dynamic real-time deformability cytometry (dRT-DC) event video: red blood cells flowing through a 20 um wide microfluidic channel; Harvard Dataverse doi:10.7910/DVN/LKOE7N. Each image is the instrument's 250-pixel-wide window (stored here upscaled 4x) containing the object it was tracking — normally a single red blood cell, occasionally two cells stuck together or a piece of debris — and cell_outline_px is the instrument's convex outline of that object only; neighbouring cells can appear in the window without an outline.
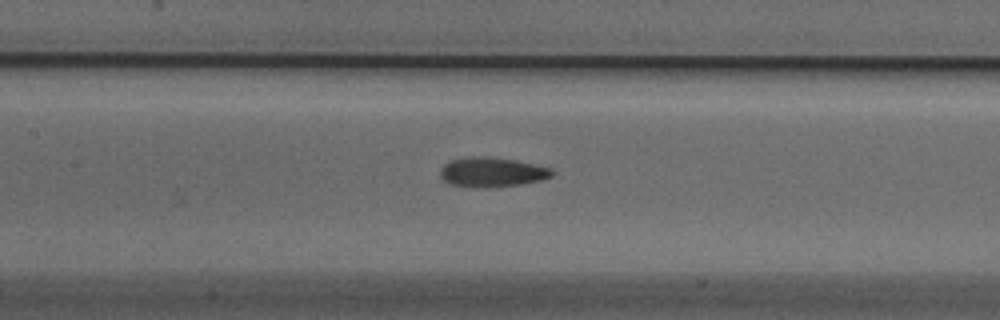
{"species": "Egyptian fruit bat (a non-hibernating species)", "species_latin": "Rousettus aegyptiacus", "temperature_condition": "cold", "stored_images_in_passage": 44, "camera_frame_rate_fps": 3000, "um_per_image_px": 0.085, "animal": {"sex": "male"}, "frame": {"image": 1, "passage_image": 20, "time_ms": 6.333, "image_size_px": [1000, 320], "cell_outline_px": [[556, 172], [552, 176], [540, 180], [520, 184], [484, 188], [476, 188], [448, 184], [440, 176], [440, 168], [448, 160], [468, 156], [488, 156], [516, 160], [552, 168]], "centroid_in_image_um": [41.78, 14.62], "position_along_channel_um": 165.6, "area_um2": 19.65}}
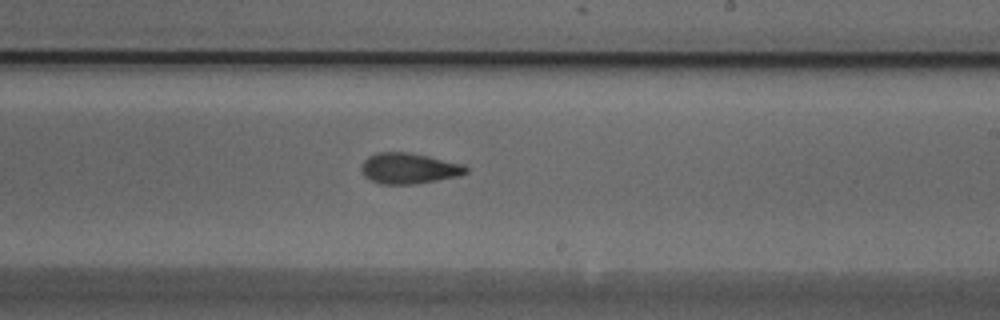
{"frame": {"image": 2, "passage_image": 27, "time_ms": 8.667, "image_size_px": [1000, 320], "cell_outline_px": [[468, 172], [460, 176], [416, 184], [380, 184], [364, 176], [360, 168], [364, 160], [368, 156], [376, 152], [408, 152], [428, 156], [464, 164], [468, 168]], "centroid_in_image_um": [34.76, 14.31], "position_along_channel_um": 254.2, "area_um2": 18.9}}
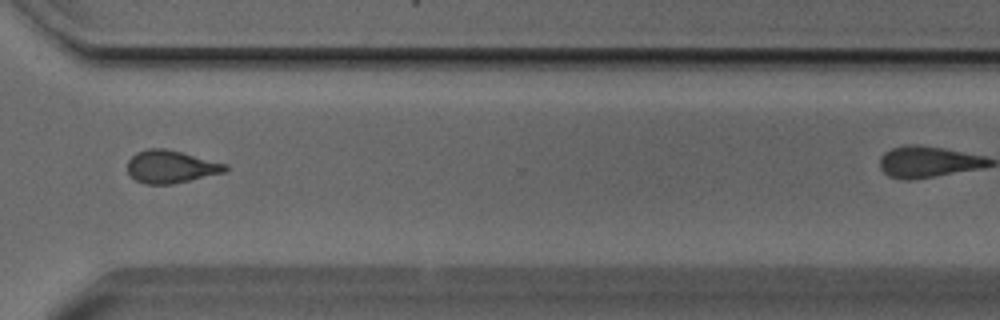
{"frame": {"image": 3, "passage_image": 35, "time_ms": 11.333, "image_size_px": [1000, 320], "cell_outline_px": [[228, 168], [224, 172], [172, 184], [144, 184], [136, 180], [128, 172], [128, 160], [136, 152], [148, 148], [164, 148], [228, 164]], "centroid_in_image_um": [14.5, 14.16], "position_along_channel_um": 356.1, "area_um2": 18.44}, "authors_computed_cell_mechanics": {"area_um2": 18.5249, "velocity_mm_per_s": 3.8107, "shape_relaxation_time_tau1_ms": null, "shape_relaxation_time_tau2_ms": 2.4859, "deformation_change_tau1": null, "deformation_change_tau2": 0.097}}